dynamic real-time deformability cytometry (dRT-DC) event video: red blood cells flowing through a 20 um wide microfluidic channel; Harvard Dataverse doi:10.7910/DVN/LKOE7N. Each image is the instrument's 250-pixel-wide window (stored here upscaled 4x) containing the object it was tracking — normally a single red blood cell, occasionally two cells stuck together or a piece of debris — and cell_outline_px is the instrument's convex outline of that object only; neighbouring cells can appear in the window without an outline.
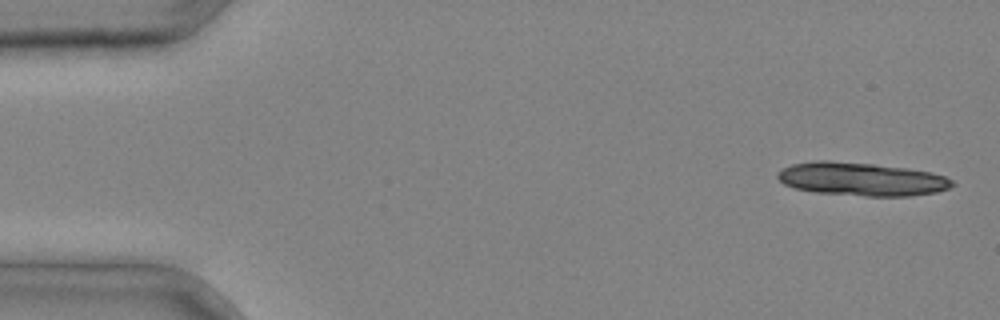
{"species": "common noctule bat (a hibernating species)", "species_latin": "Nyctalus noctula", "temperature_condition": "cold", "stored_images_in_passage": 6, "camera_frame_rate_fps": 3000, "um_per_image_px": 0.085, "animal": {"sex": "male", "body_mass_g": 20.4}, "frame": {"image": 1, "passage_image": 1, "time_ms": 0.0, "image_size_px": [1000, 320], "cell_outline_px": [[956, 184], [948, 188], [936, 192], [912, 196], [864, 196], [816, 192], [792, 188], [784, 184], [776, 176], [776, 172], [792, 164], [816, 160], [828, 160], [872, 164], [908, 168], [932, 172], [944, 176], [952, 180]], "centroid_in_image_um": [73.22, 15.22], "position_along_channel_um": 11.8, "area_um2": 34.04}}
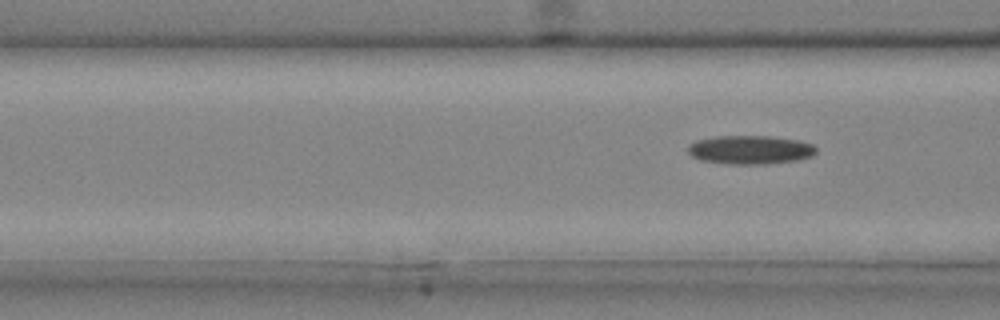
{"frame": {"image": 2, "passage_image": 6, "time_ms": 1.667, "image_size_px": [1000, 320], "cell_outline_px": [[816, 152], [812, 156], [800, 160], [768, 164], [728, 164], [700, 160], [692, 156], [688, 152], [688, 144], [696, 140], [716, 136], [768, 136], [796, 140], [812, 144], [816, 148]], "centroid_in_image_um": [63.75, 12.74], "position_along_channel_um": 102.8, "area_um2": 21.56}}